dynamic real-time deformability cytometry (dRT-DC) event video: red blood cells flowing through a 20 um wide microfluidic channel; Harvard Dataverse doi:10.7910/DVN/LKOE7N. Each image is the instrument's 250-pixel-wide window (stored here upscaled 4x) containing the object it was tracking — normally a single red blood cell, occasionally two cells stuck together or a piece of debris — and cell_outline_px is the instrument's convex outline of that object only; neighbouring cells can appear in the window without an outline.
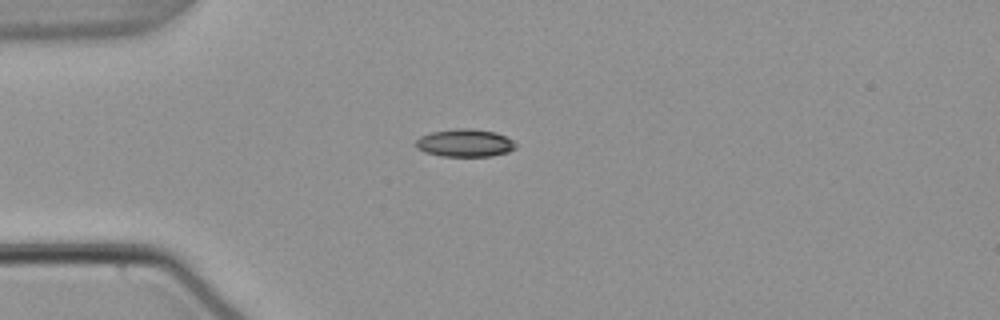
{"species": "common noctule bat (a hibernating species)", "species_latin": "Nyctalus noctula", "temperature_condition": "warm", "stored_images_in_passage": 41, "camera_frame_rate_fps": 3000, "um_per_image_px": 0.085, "animal": {"sex": "male", "body_mass_g": 21.5, "forearm_length_mm": 52.0}, "frame": {"image": 1, "passage_image": 1, "time_ms": 0.0, "image_size_px": [1000, 320], "cell_outline_px": [[516, 148], [508, 152], [492, 156], [440, 156], [424, 152], [416, 148], [416, 140], [420, 136], [432, 132], [456, 128], [472, 128], [496, 132], [512, 140], [516, 144]], "centroid_in_image_um": [39.51, 12.15], "position_along_channel_um": 45.5, "area_um2": 16.24}}
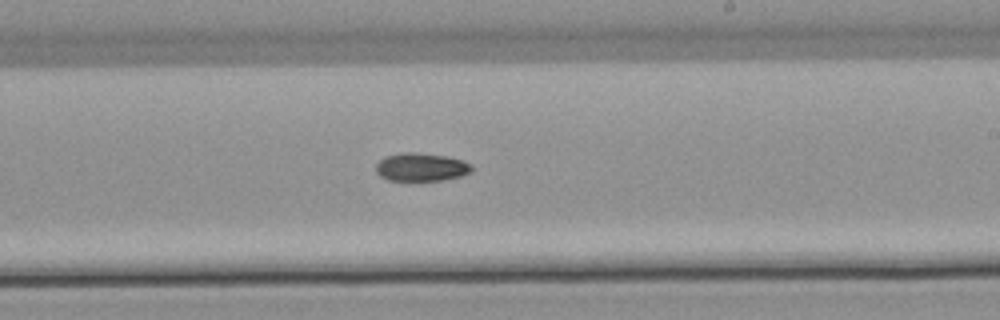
{"frame": {"image": 2, "passage_image": 19, "time_ms": 6.0, "image_size_px": [1000, 320], "cell_outline_px": [[472, 172], [460, 176], [444, 180], [388, 180], [380, 176], [376, 172], [376, 164], [384, 156], [400, 152], [416, 152], [448, 156], [464, 160], [472, 164]], "centroid_in_image_um": [35.81, 14.18], "position_along_channel_um": 253.2, "area_um2": 15.95}}
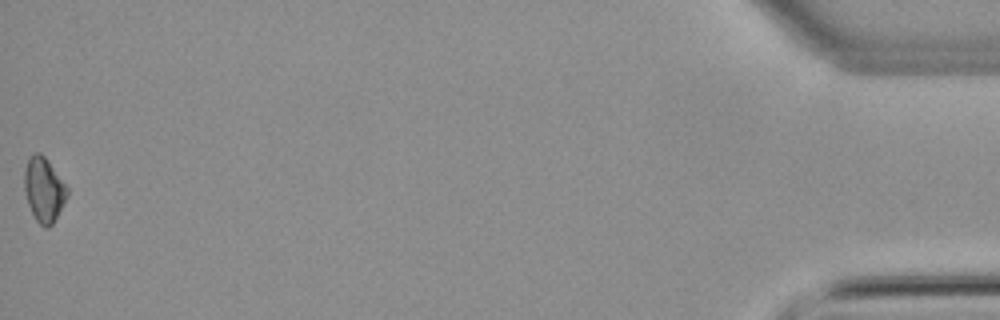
{"frame": {"image": 3, "passage_image": 41, "time_ms": 13.333, "image_size_px": [1000, 320], "cell_outline_px": [[68, 196], [52, 224], [48, 228], [44, 228], [36, 220], [28, 204], [24, 192], [24, 172], [28, 160], [36, 152], [40, 152], [48, 160], [68, 188]], "centroid_in_image_um": [3.73, 16.13], "position_along_channel_um": 431.5, "area_um2": 15.95}}